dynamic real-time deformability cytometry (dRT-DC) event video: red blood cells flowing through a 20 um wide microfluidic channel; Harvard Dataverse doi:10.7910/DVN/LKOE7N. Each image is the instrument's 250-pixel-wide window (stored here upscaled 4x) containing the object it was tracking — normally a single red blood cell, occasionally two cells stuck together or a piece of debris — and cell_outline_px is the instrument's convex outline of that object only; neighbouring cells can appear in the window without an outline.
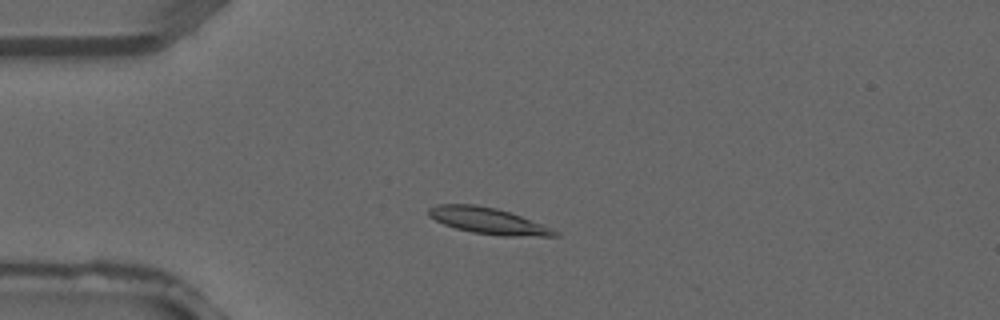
{"species": "common noctule bat (a hibernating species)", "species_latin": "Nyctalus noctula", "temperature_condition": "warm", "stored_images_in_passage": 2, "camera_frame_rate_fps": 3000, "um_per_image_px": 0.085, "animal": {"sex": "male", "forearm_length_mm": 52.5}, "frame": {"image": 1, "passage_image": 2, "time_ms": 0.333, "image_size_px": [1000, 320], "cell_outline_px": [[560, 236], [500, 236], [472, 232], [456, 228], [444, 224], [428, 216], [428, 208], [436, 204], [476, 204], [496, 208], [520, 216], [552, 228], [560, 232]], "centroid_in_image_um": [41.48, 18.77], "position_along_channel_um": 43.5, "area_um2": 19.25}}